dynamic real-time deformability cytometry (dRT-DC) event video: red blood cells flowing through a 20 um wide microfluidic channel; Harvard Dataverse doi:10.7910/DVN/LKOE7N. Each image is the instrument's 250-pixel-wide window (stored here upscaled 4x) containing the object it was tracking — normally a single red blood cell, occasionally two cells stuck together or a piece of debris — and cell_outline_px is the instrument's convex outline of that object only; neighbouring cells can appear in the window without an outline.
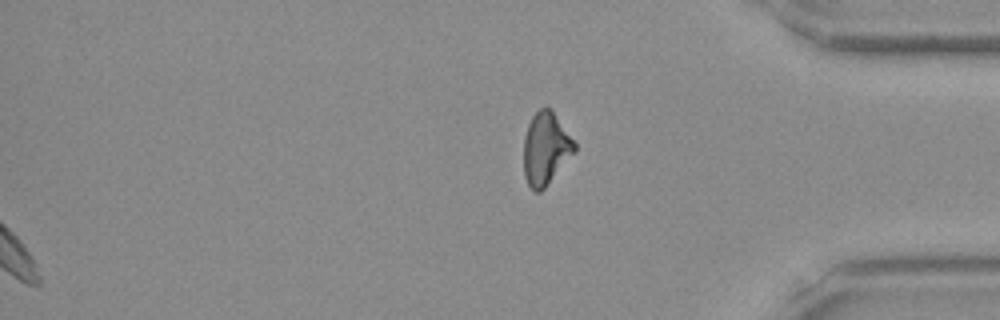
{"species": "Egyptian fruit bat (a non-hibernating species)", "species_latin": "Rousettus aegyptiacus", "temperature_condition": "room temperature", "stored_images_in_passage": 45, "segment_of_instrument_passage": [2, 2], "camera_frame_rate_fps": 3000, "um_per_image_px": 0.085, "frame": {"image": 1, "passage_image": 45, "time_ms": 14.667, "image_size_px": [1000, 320], "cell_outline_px": [[576, 152], [544, 188], [540, 192], [536, 192], [528, 184], [524, 176], [524, 136], [528, 124], [532, 116], [540, 108], [552, 108], [576, 144]], "centroid_in_image_um": [46.39, 12.61], "position_along_channel_um": 388.8, "area_um2": 21.5}}